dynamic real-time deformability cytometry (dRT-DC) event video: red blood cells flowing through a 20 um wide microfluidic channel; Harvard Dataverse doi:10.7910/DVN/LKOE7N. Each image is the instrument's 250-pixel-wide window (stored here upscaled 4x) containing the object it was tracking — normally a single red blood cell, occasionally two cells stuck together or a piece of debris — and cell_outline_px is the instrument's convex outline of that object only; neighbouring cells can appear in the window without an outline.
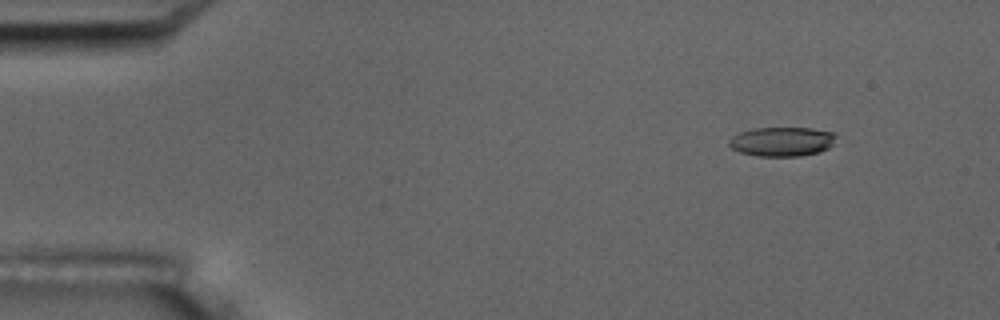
{"species": "common noctule bat (a hibernating species)", "species_latin": "Nyctalus noctula", "temperature_condition": "room temperature", "stored_images_in_passage": 5, "camera_frame_rate_fps": 3000, "um_per_image_px": 0.085, "animal": {"sex": "male", "body_mass_g": 17.5, "forearm_length_mm": 52.3}, "frame": {"image": 1, "passage_image": 2, "time_ms": 1.0, "image_size_px": [1000, 320], "cell_outline_px": [[836, 136], [832, 144], [828, 148], [820, 152], [800, 156], [756, 156], [740, 152], [732, 148], [728, 144], [728, 140], [732, 136], [740, 132], [752, 128], [812, 128], [836, 132]], "centroid_in_image_um": [66.47, 12.03], "position_along_channel_um": 18.5, "area_um2": 18.44}}